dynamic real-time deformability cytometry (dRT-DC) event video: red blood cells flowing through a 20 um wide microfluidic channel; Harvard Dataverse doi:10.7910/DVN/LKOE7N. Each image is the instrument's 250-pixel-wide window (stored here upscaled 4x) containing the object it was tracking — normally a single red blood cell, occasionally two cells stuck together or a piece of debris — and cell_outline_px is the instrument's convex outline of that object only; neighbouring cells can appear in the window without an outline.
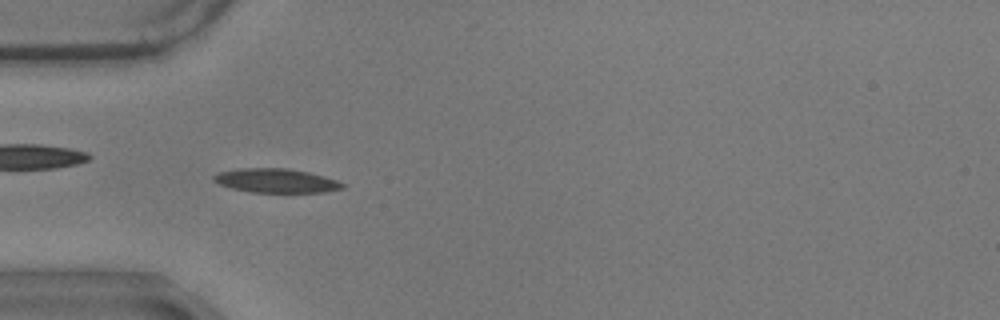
{"species": "common noctule bat (a hibernating species)", "species_latin": "Nyctalus noctula", "temperature_condition": "warm", "stored_images_in_passage": 57, "camera_frame_rate_fps": 3000, "um_per_image_px": 0.085, "animal": {"sex": "male", "body_mass_g": 17.9}, "frame": {"image": 1, "passage_image": 17, "time_ms": 5.333, "image_size_px": [1000, 320], "cell_outline_px": [[344, 188], [324, 192], [252, 192], [232, 188], [220, 184], [212, 180], [212, 176], [220, 172], [240, 168], [288, 168], [308, 172], [324, 176], [336, 180], [344, 184]], "centroid_in_image_um": [23.46, 15.35], "position_along_channel_um": 61.5, "area_um2": 17.92}}
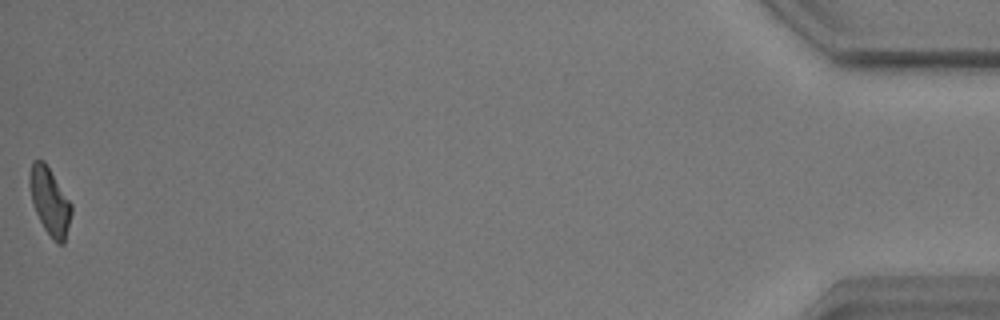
{"frame": {"image": 2, "passage_image": 57, "time_ms": 18.667, "image_size_px": [1000, 320], "cell_outline_px": [[72, 212], [64, 244], [56, 244], [52, 240], [44, 228], [32, 204], [28, 184], [28, 176], [32, 160], [44, 160], [72, 204]], "centroid_in_image_um": [4.21, 17.11], "position_along_channel_um": 431.0, "area_um2": 16.59}, "authors_computed_cell_mechanics": {"area_um2": 17.1088, "velocity_mm_per_s": 3.498, "shape_relaxation_time_tau1_ms": 8.5474, "shape_relaxation_time_tau2_ms": 3.0425, "deformation_change_tau1": 0.1868, "deformation_change_tau2": 0.0912}}